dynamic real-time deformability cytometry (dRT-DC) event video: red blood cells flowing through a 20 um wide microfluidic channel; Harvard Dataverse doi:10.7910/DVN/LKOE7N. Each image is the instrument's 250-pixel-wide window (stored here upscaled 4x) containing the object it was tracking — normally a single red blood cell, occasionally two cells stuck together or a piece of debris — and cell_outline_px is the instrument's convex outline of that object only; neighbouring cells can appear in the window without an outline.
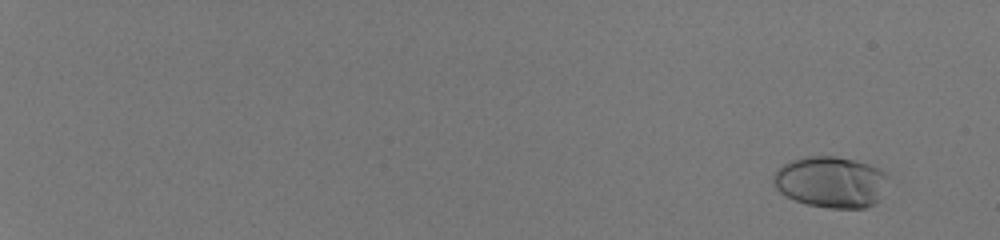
{"species": "human", "species_latin": "Homo sapiens", "temperature_condition": "room temperature", "stored_images_in_passage": 58, "camera_frame_rate_fps": 3000, "um_per_image_px": 0.085, "donor": {"sex": "male"}, "frame": {"image": 1, "passage_image": 6, "time_ms": 1.667, "image_size_px": [1000, 240], "cell_outline_px": [[888, 176], [876, 204], [864, 208], [828, 208], [808, 204], [784, 196], [776, 188], [772, 180], [772, 176], [784, 164], [792, 160], [808, 156], [836, 156], [868, 164], [884, 172]], "centroid_in_image_um": [70.59, 15.48], "position_along_channel_um": 14.4, "area_um2": 33.93}}
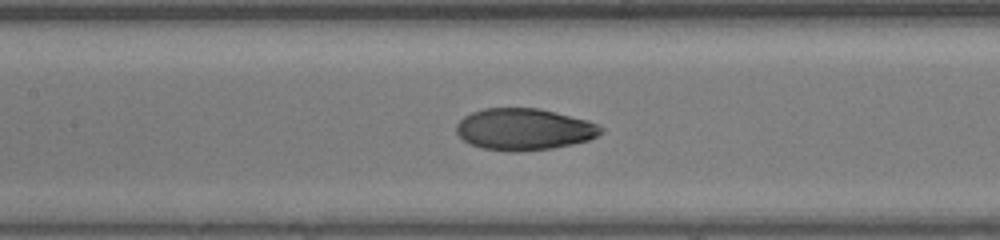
{"frame": {"image": 2, "passage_image": 35, "time_ms": 11.333, "image_size_px": [1000, 240], "cell_outline_px": [[604, 132], [588, 140], [572, 144], [552, 148], [520, 152], [512, 152], [480, 148], [464, 140], [456, 132], [456, 124], [464, 116], [472, 112], [484, 108], [536, 108], [588, 120], [604, 128]], "centroid_in_image_um": [44.53, 11.0], "position_along_channel_um": 162.9, "area_um2": 35.08}}
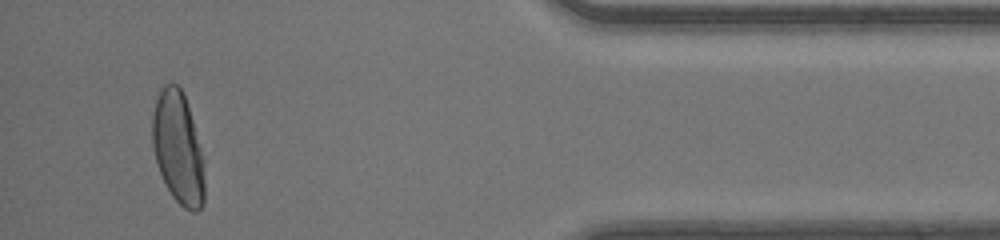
{"frame": {"image": 3, "passage_image": 56, "time_ms": 18.333, "image_size_px": [1000, 240], "cell_outline_px": [[204, 204], [196, 212], [192, 212], [184, 208], [172, 196], [160, 172], [156, 160], [152, 144], [152, 116], [156, 100], [160, 88], [164, 84], [176, 84], [180, 88], [184, 96], [192, 120], [200, 148], [204, 180]], "centroid_in_image_um": [15.11, 12.59], "position_along_channel_um": 420.1, "area_um2": 33.47}, "authors_computed_cell_mechanics": {"area_um2": 34.4199, "velocity_mm_per_s": 4.1681, "shape_relaxation_time_tau1_ms": 5.3174, "shape_relaxation_time_tau2_ms": null, "deformation_change_tau1": 0.2236, "deformation_change_tau2": null}}